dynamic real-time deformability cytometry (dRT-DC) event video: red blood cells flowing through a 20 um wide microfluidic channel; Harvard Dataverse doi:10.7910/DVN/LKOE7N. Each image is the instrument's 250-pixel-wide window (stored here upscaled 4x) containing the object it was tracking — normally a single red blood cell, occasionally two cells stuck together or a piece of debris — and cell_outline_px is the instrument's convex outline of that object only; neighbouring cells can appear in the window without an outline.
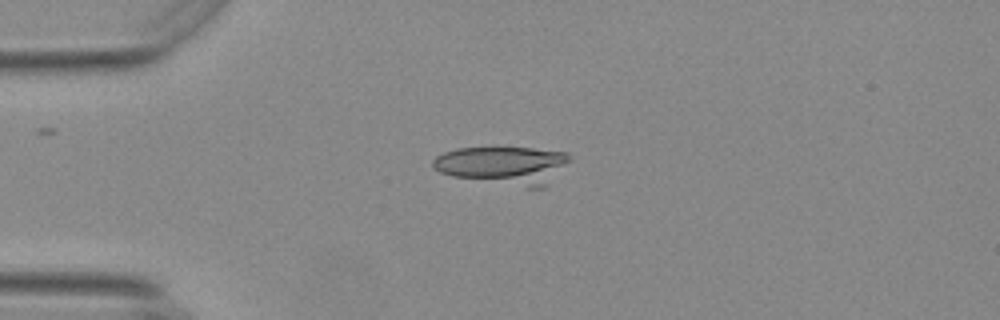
{"species": "Egyptian fruit bat (a non-hibernating species)", "species_latin": "Rousettus aegyptiacus", "temperature_condition": "warm", "stored_images_in_passage": 13, "camera_frame_rate_fps": 3000, "um_per_image_px": 0.085, "animal": {"sex": "female"}, "frame": {"image": 1, "passage_image": 1, "time_ms": 0.0, "image_size_px": [1000, 320], "cell_outline_px": [[572, 160], [544, 188], [528, 188], [452, 176], [440, 172], [432, 168], [432, 160], [436, 156], [444, 152], [456, 148], [532, 148], [568, 152], [572, 156]], "centroid_in_image_um": [42.83, 14.05], "position_along_channel_um": 42.2, "area_um2": 30.58}}
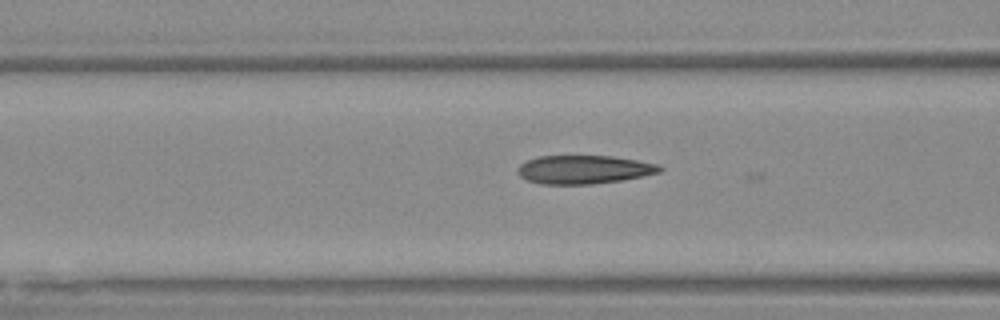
{"frame": {"image": 2, "passage_image": 9, "time_ms": 2.667, "image_size_px": [1000, 320], "cell_outline_px": [[664, 168], [660, 172], [620, 180], [592, 184], [540, 184], [528, 180], [520, 176], [516, 172], [516, 168], [520, 164], [536, 156], [612, 156], [660, 164]], "centroid_in_image_um": [49.6, 14.4], "position_along_channel_um": 117.0, "area_um2": 23.58}}
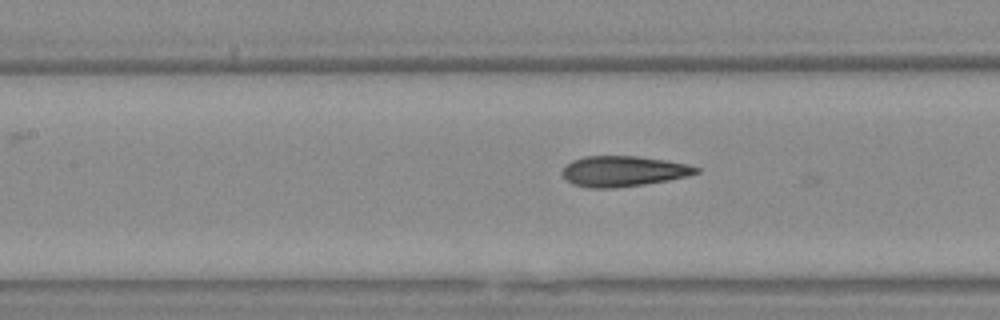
{"frame": {"image": 3, "passage_image": 12, "time_ms": 3.667, "image_size_px": [1000, 320], "cell_outline_px": [[700, 172], [688, 176], [668, 180], [644, 184], [612, 188], [588, 188], [572, 184], [560, 172], [564, 164], [572, 160], [584, 156], [636, 156], [664, 160], [688, 164], [700, 168]], "centroid_in_image_um": [52.95, 14.55], "position_along_channel_um": 154.5, "area_um2": 23.93}}